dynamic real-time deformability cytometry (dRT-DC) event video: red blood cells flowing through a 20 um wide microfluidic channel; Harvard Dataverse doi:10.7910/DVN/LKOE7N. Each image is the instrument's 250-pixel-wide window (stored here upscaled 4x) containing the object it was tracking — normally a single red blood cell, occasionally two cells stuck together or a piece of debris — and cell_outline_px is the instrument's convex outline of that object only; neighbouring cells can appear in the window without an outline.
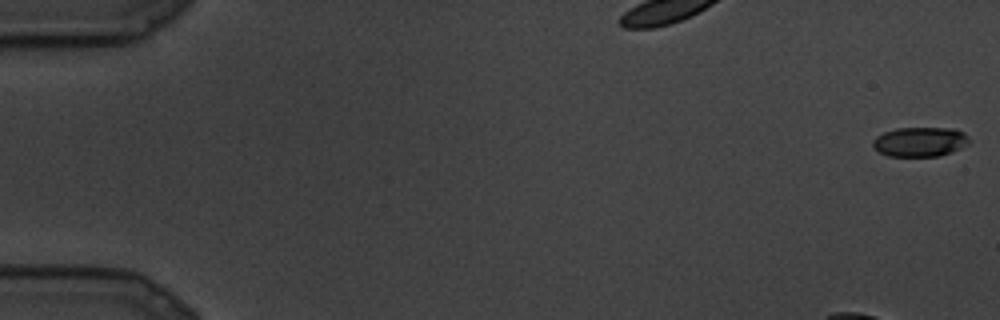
{"species": "common noctule bat (a hibernating species)", "species_latin": "Nyctalus noctula", "temperature_condition": "cold", "stored_images_in_passage": 15, "camera_frame_rate_fps": 3000, "um_per_image_px": 0.085, "animal": {"sex": "male", "body_mass_g": 19.5, "forearm_length_mm": 54.6}, "frame": {"image": 1, "passage_image": 1, "time_ms": 0.0, "image_size_px": [1000, 320], "cell_outline_px": [[968, 144], [952, 152], [940, 156], [888, 156], [880, 152], [872, 144], [872, 140], [876, 136], [884, 132], [896, 128], [956, 128], [964, 132], [968, 136]], "centroid_in_image_um": [78.21, 12.04], "position_along_channel_um": 6.8, "area_um2": 16.65}}